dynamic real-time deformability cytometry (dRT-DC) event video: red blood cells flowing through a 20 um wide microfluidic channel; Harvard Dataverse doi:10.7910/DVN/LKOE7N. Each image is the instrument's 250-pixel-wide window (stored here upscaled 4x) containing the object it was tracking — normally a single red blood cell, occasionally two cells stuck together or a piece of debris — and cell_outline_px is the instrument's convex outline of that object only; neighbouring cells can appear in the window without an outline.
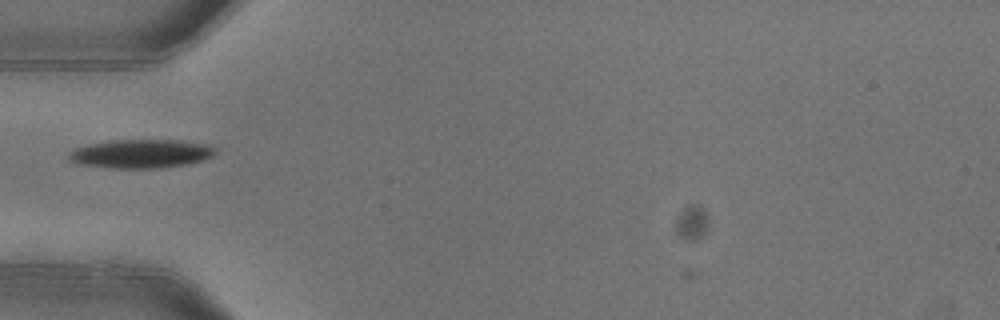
{"species": "common noctule bat (a hibernating species)", "species_latin": "Nyctalus noctula", "temperature_condition": "warm", "stored_images_in_passage": 1, "camera_frame_rate_fps": 3000, "um_per_image_px": 0.085, "animal": {"sex": "female"}, "frame": {"image": 1, "passage_image": 1, "time_ms": 0.0, "image_size_px": [1000, 320], "cell_outline_px": [[216, 152], [212, 156], [188, 164], [164, 168], [112, 168], [80, 164], [68, 160], [68, 152], [76, 148], [88, 144], [108, 140], [180, 140], [208, 144], [216, 148]], "centroid_in_image_um": [11.97, 13.06], "position_along_channel_um": 73.0, "area_um2": 24.68}}